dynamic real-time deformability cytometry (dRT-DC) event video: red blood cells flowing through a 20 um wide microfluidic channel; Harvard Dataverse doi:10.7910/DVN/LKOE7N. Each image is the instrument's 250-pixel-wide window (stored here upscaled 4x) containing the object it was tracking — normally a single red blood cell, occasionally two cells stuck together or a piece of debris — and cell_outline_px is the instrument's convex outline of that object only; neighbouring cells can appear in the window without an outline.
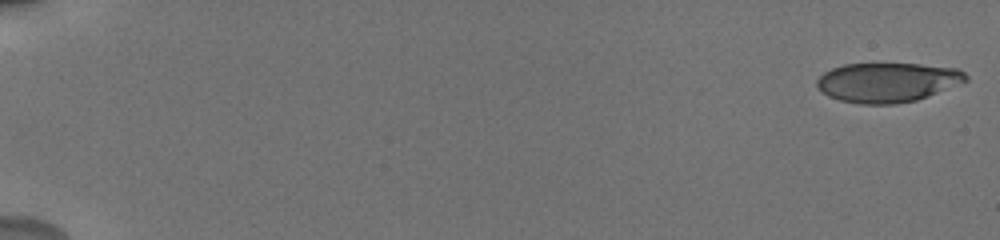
{"species": "human", "species_latin": "Homo sapiens", "temperature_condition": "cold", "stored_images_in_passage": 23, "camera_frame_rate_fps": 3000, "um_per_image_px": 0.085, "donor": {"sex": "male"}, "frame": {"image": 1, "passage_image": 1, "time_ms": 0.0, "image_size_px": [1000, 240], "cell_outline_px": [[968, 80], [916, 100], [896, 104], [860, 104], [840, 100], [828, 96], [820, 92], [816, 88], [816, 80], [824, 72], [832, 68], [844, 64], [920, 64], [960, 68], [968, 76]], "centroid_in_image_um": [75.4, 6.99], "position_along_channel_um": 9.6, "area_um2": 34.33}}
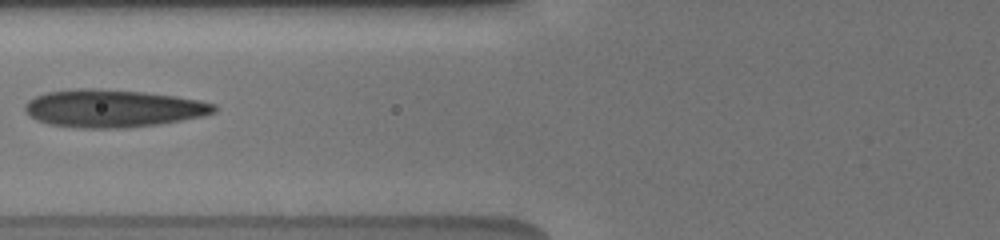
{"frame": {"image": 2, "passage_image": 20, "time_ms": 8.0, "image_size_px": [1000, 240], "cell_outline_px": [[216, 112], [200, 116], [160, 124], [128, 128], [80, 128], [52, 124], [36, 120], [24, 108], [24, 104], [28, 100], [36, 96], [48, 92], [76, 88], [96, 88], [144, 92], [176, 96], [216, 104]], "centroid_in_image_um": [9.59, 9.21], "position_along_channel_um": 116.2, "area_um2": 41.33}}
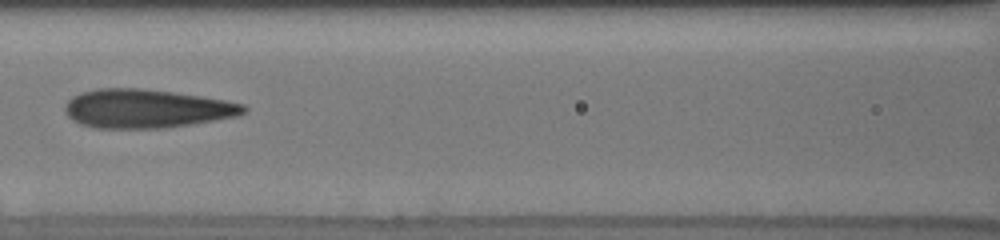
{"frame": {"image": 3, "passage_image": 22, "time_ms": 9.0, "image_size_px": [1000, 240], "cell_outline_px": [[248, 108], [240, 116], [192, 124], [164, 128], [96, 128], [80, 124], [72, 120], [64, 112], [64, 108], [68, 100], [72, 96], [80, 92], [96, 88], [140, 88], [172, 92], [200, 96], [224, 100], [244, 104]], "centroid_in_image_um": [12.42, 9.23], "position_along_channel_um": 154.2, "area_um2": 40.52}}